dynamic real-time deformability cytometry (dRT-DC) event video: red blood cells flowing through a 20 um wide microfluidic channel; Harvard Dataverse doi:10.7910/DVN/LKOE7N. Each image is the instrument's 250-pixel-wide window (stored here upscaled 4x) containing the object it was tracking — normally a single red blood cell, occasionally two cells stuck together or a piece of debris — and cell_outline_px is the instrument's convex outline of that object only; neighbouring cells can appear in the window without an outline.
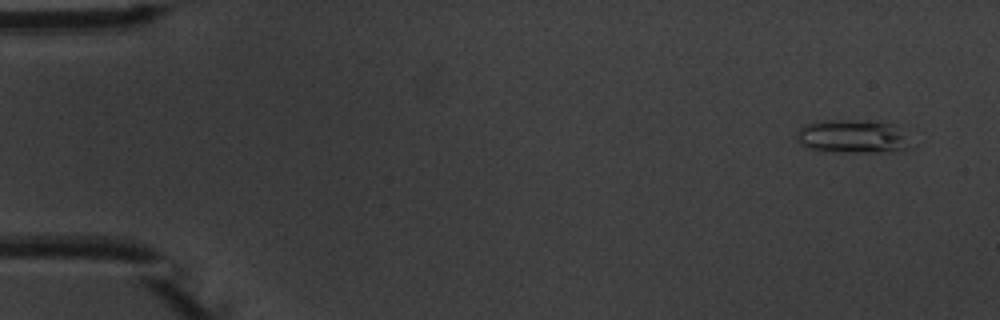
{"species": "common noctule bat (a hibernating species)", "species_latin": "Nyctalus noctula", "temperature_condition": "warm", "stored_images_in_passage": 7, "camera_frame_rate_fps": 3000, "um_per_image_px": 0.085, "animal": {"sex": "male", "body_mass_g": 20.1, "forearm_length_mm": 53.5}, "frame": {"image": 1, "passage_image": 1, "time_ms": 0.0, "image_size_px": [1000, 320], "cell_outline_px": [[908, 148], [880, 152], [844, 152], [808, 148], [800, 144], [796, 140], [796, 132], [804, 124], [824, 120], [880, 120], [892, 124], [908, 144]], "centroid_in_image_um": [72.34, 11.57], "position_along_channel_um": 12.7, "area_um2": 21.79}}
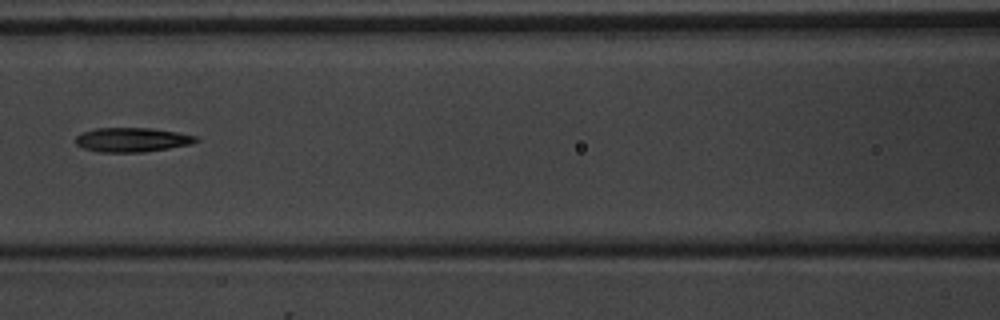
{"frame": {"image": 2, "passage_image": 6, "time_ms": 7.0, "image_size_px": [1000, 320], "cell_outline_px": [[200, 140], [192, 144], [144, 152], [100, 152], [84, 148], [76, 144], [76, 136], [80, 132], [96, 128], [152, 128], [176, 132], [196, 136]], "centroid_in_image_um": [11.22, 11.87], "position_along_channel_um": 155.4, "area_um2": 17.05}}
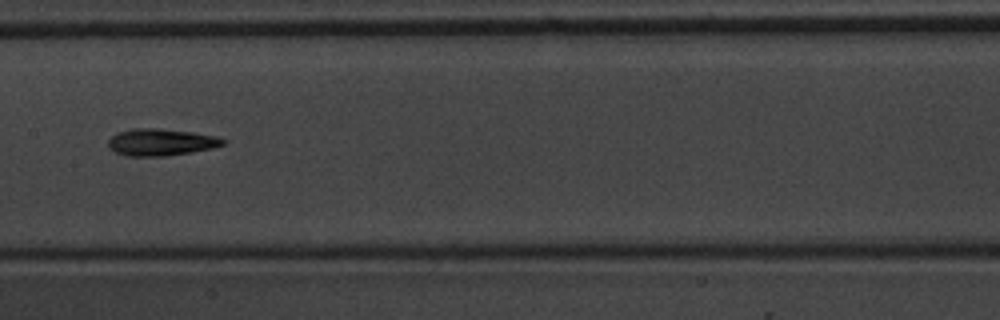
{"frame": {"image": 3, "passage_image": 7, "time_ms": 8.0, "image_size_px": [1000, 320], "cell_outline_px": [[228, 140], [224, 144], [212, 148], [192, 152], [164, 156], [124, 156], [108, 148], [108, 140], [116, 132], [132, 128], [160, 128], [192, 132], [216, 136]], "centroid_in_image_um": [13.66, 12.08], "position_along_channel_um": 193.7, "area_um2": 18.21}}